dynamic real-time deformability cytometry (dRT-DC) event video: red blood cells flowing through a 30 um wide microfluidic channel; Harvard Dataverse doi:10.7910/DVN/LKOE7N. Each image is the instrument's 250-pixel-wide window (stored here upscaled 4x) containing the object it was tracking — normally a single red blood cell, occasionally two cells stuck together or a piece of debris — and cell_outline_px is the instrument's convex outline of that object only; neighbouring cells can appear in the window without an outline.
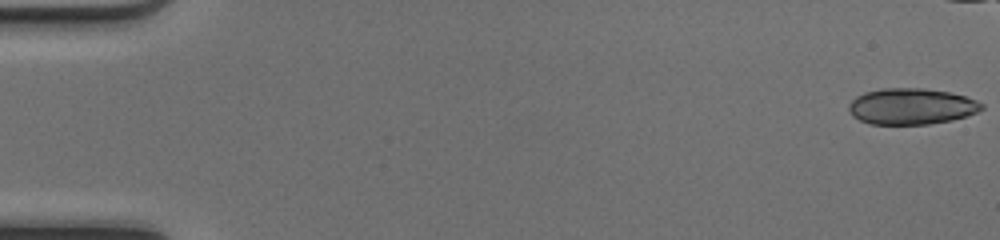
{"species": "common noctule bat (a hibernating species)", "species_latin": "Nyctalus noctula", "temperature_condition": "cold", "stored_images_in_passage": 19, "camera_frame_rate_fps": 3000, "um_per_image_px": 0.085, "animal": {"sex": "female", "body_mass_g": 17.0, "forearm_length_mm": 48.0}, "frame": {"image": 1, "passage_image": 1, "time_ms": 0.0, "image_size_px": [1000, 240], "cell_outline_px": [[984, 108], [968, 116], [952, 120], [928, 124], [872, 124], [860, 120], [852, 116], [848, 108], [848, 104], [856, 96], [864, 92], [880, 88], [924, 88], [948, 92], [964, 96], [976, 100], [984, 104]], "centroid_in_image_um": [77.46, 9.04], "position_along_channel_um": 7.5, "area_um2": 28.09}}
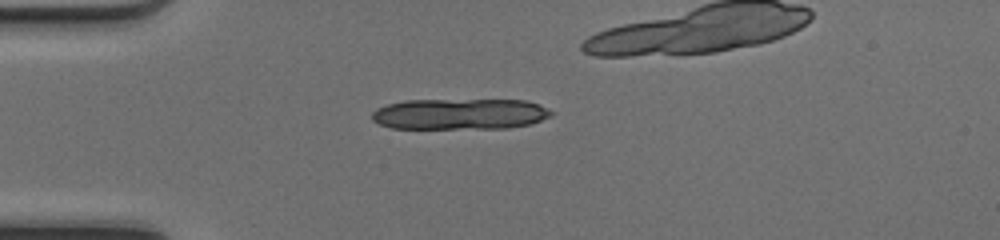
{"frame": {"image": 2, "passage_image": 14, "time_ms": 4.333, "image_size_px": [1000, 240], "cell_outline_px": [[552, 112], [548, 116], [540, 120], [528, 124], [508, 128], [392, 128], [380, 124], [372, 120], [372, 112], [376, 108], [388, 104], [404, 100], [528, 100]], "centroid_in_image_um": [39.01, 9.69], "position_along_channel_um": 46.0, "area_um2": 32.02}}